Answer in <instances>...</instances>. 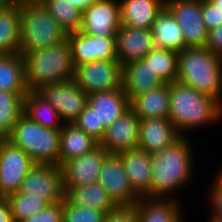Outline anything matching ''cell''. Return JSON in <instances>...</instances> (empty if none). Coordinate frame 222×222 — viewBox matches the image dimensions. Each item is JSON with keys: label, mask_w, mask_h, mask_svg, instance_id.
Masks as SVG:
<instances>
[{"label": "cell", "mask_w": 222, "mask_h": 222, "mask_svg": "<svg viewBox=\"0 0 222 222\" xmlns=\"http://www.w3.org/2000/svg\"><path fill=\"white\" fill-rule=\"evenodd\" d=\"M185 136L164 149L152 152L151 188L145 197L168 198L190 182L193 173L192 146Z\"/></svg>", "instance_id": "cell-1"}, {"label": "cell", "mask_w": 222, "mask_h": 222, "mask_svg": "<svg viewBox=\"0 0 222 222\" xmlns=\"http://www.w3.org/2000/svg\"><path fill=\"white\" fill-rule=\"evenodd\" d=\"M169 119L181 136L202 125L222 119V104L215 98L198 92L180 82L170 83Z\"/></svg>", "instance_id": "cell-2"}, {"label": "cell", "mask_w": 222, "mask_h": 222, "mask_svg": "<svg viewBox=\"0 0 222 222\" xmlns=\"http://www.w3.org/2000/svg\"><path fill=\"white\" fill-rule=\"evenodd\" d=\"M177 82L222 103L221 55L206 47H186L178 52Z\"/></svg>", "instance_id": "cell-3"}, {"label": "cell", "mask_w": 222, "mask_h": 222, "mask_svg": "<svg viewBox=\"0 0 222 222\" xmlns=\"http://www.w3.org/2000/svg\"><path fill=\"white\" fill-rule=\"evenodd\" d=\"M23 61L28 90L38 91L49 84L73 80L75 74L68 40L28 52Z\"/></svg>", "instance_id": "cell-4"}, {"label": "cell", "mask_w": 222, "mask_h": 222, "mask_svg": "<svg viewBox=\"0 0 222 222\" xmlns=\"http://www.w3.org/2000/svg\"><path fill=\"white\" fill-rule=\"evenodd\" d=\"M6 139L24 150L35 164L59 166L60 129L45 128L23 113Z\"/></svg>", "instance_id": "cell-5"}, {"label": "cell", "mask_w": 222, "mask_h": 222, "mask_svg": "<svg viewBox=\"0 0 222 222\" xmlns=\"http://www.w3.org/2000/svg\"><path fill=\"white\" fill-rule=\"evenodd\" d=\"M20 54L44 49L67 40L66 31L58 24L44 3L20 6Z\"/></svg>", "instance_id": "cell-6"}, {"label": "cell", "mask_w": 222, "mask_h": 222, "mask_svg": "<svg viewBox=\"0 0 222 222\" xmlns=\"http://www.w3.org/2000/svg\"><path fill=\"white\" fill-rule=\"evenodd\" d=\"M130 109L123 88L88 94V105L73 122L99 144L106 128Z\"/></svg>", "instance_id": "cell-7"}, {"label": "cell", "mask_w": 222, "mask_h": 222, "mask_svg": "<svg viewBox=\"0 0 222 222\" xmlns=\"http://www.w3.org/2000/svg\"><path fill=\"white\" fill-rule=\"evenodd\" d=\"M73 81L87 94L122 88V65L118 60L92 61L75 67Z\"/></svg>", "instance_id": "cell-8"}, {"label": "cell", "mask_w": 222, "mask_h": 222, "mask_svg": "<svg viewBox=\"0 0 222 222\" xmlns=\"http://www.w3.org/2000/svg\"><path fill=\"white\" fill-rule=\"evenodd\" d=\"M35 165L20 147L7 139H0V194L6 199L16 193L22 180Z\"/></svg>", "instance_id": "cell-9"}, {"label": "cell", "mask_w": 222, "mask_h": 222, "mask_svg": "<svg viewBox=\"0 0 222 222\" xmlns=\"http://www.w3.org/2000/svg\"><path fill=\"white\" fill-rule=\"evenodd\" d=\"M97 182L104 187L117 207H133L140 199L129 183L125 167L118 154L109 153L105 157Z\"/></svg>", "instance_id": "cell-10"}, {"label": "cell", "mask_w": 222, "mask_h": 222, "mask_svg": "<svg viewBox=\"0 0 222 222\" xmlns=\"http://www.w3.org/2000/svg\"><path fill=\"white\" fill-rule=\"evenodd\" d=\"M18 192L41 197L48 204L62 201L65 191L60 166L36 164L22 180Z\"/></svg>", "instance_id": "cell-11"}, {"label": "cell", "mask_w": 222, "mask_h": 222, "mask_svg": "<svg viewBox=\"0 0 222 222\" xmlns=\"http://www.w3.org/2000/svg\"><path fill=\"white\" fill-rule=\"evenodd\" d=\"M38 92L54 106L64 123H73L88 105V94L73 80L43 86Z\"/></svg>", "instance_id": "cell-12"}, {"label": "cell", "mask_w": 222, "mask_h": 222, "mask_svg": "<svg viewBox=\"0 0 222 222\" xmlns=\"http://www.w3.org/2000/svg\"><path fill=\"white\" fill-rule=\"evenodd\" d=\"M183 32L186 47H206L208 30L203 22L201 0H165Z\"/></svg>", "instance_id": "cell-13"}, {"label": "cell", "mask_w": 222, "mask_h": 222, "mask_svg": "<svg viewBox=\"0 0 222 222\" xmlns=\"http://www.w3.org/2000/svg\"><path fill=\"white\" fill-rule=\"evenodd\" d=\"M75 67L92 61L117 60L116 36L88 35L80 30L67 34Z\"/></svg>", "instance_id": "cell-14"}, {"label": "cell", "mask_w": 222, "mask_h": 222, "mask_svg": "<svg viewBox=\"0 0 222 222\" xmlns=\"http://www.w3.org/2000/svg\"><path fill=\"white\" fill-rule=\"evenodd\" d=\"M120 1L96 0L82 11L79 30L88 35L116 36L121 27Z\"/></svg>", "instance_id": "cell-15"}, {"label": "cell", "mask_w": 222, "mask_h": 222, "mask_svg": "<svg viewBox=\"0 0 222 222\" xmlns=\"http://www.w3.org/2000/svg\"><path fill=\"white\" fill-rule=\"evenodd\" d=\"M109 153L99 144L92 151L65 161L61 166L64 191L70 186L95 183Z\"/></svg>", "instance_id": "cell-16"}, {"label": "cell", "mask_w": 222, "mask_h": 222, "mask_svg": "<svg viewBox=\"0 0 222 222\" xmlns=\"http://www.w3.org/2000/svg\"><path fill=\"white\" fill-rule=\"evenodd\" d=\"M140 118L129 109L106 128L100 145L108 152L119 154L138 147Z\"/></svg>", "instance_id": "cell-17"}, {"label": "cell", "mask_w": 222, "mask_h": 222, "mask_svg": "<svg viewBox=\"0 0 222 222\" xmlns=\"http://www.w3.org/2000/svg\"><path fill=\"white\" fill-rule=\"evenodd\" d=\"M155 48L151 29L130 28L121 25L116 35V54L120 64L143 59Z\"/></svg>", "instance_id": "cell-18"}, {"label": "cell", "mask_w": 222, "mask_h": 222, "mask_svg": "<svg viewBox=\"0 0 222 222\" xmlns=\"http://www.w3.org/2000/svg\"><path fill=\"white\" fill-rule=\"evenodd\" d=\"M181 137L169 118L140 119L138 147L148 153L157 152Z\"/></svg>", "instance_id": "cell-19"}, {"label": "cell", "mask_w": 222, "mask_h": 222, "mask_svg": "<svg viewBox=\"0 0 222 222\" xmlns=\"http://www.w3.org/2000/svg\"><path fill=\"white\" fill-rule=\"evenodd\" d=\"M125 172L134 191L144 196L151 188L152 158L151 154L135 148L120 152Z\"/></svg>", "instance_id": "cell-20"}, {"label": "cell", "mask_w": 222, "mask_h": 222, "mask_svg": "<svg viewBox=\"0 0 222 222\" xmlns=\"http://www.w3.org/2000/svg\"><path fill=\"white\" fill-rule=\"evenodd\" d=\"M165 84L143 59L122 66V88L129 101Z\"/></svg>", "instance_id": "cell-21"}, {"label": "cell", "mask_w": 222, "mask_h": 222, "mask_svg": "<svg viewBox=\"0 0 222 222\" xmlns=\"http://www.w3.org/2000/svg\"><path fill=\"white\" fill-rule=\"evenodd\" d=\"M175 199L142 196L133 207L139 222H178L183 216Z\"/></svg>", "instance_id": "cell-22"}, {"label": "cell", "mask_w": 222, "mask_h": 222, "mask_svg": "<svg viewBox=\"0 0 222 222\" xmlns=\"http://www.w3.org/2000/svg\"><path fill=\"white\" fill-rule=\"evenodd\" d=\"M121 25L151 29L155 17L165 6V0H121Z\"/></svg>", "instance_id": "cell-23"}, {"label": "cell", "mask_w": 222, "mask_h": 222, "mask_svg": "<svg viewBox=\"0 0 222 222\" xmlns=\"http://www.w3.org/2000/svg\"><path fill=\"white\" fill-rule=\"evenodd\" d=\"M130 109L140 118H169L170 83L135 96Z\"/></svg>", "instance_id": "cell-24"}, {"label": "cell", "mask_w": 222, "mask_h": 222, "mask_svg": "<svg viewBox=\"0 0 222 222\" xmlns=\"http://www.w3.org/2000/svg\"><path fill=\"white\" fill-rule=\"evenodd\" d=\"M155 47L180 52L186 48V41L170 10L164 6L155 17L151 27Z\"/></svg>", "instance_id": "cell-25"}, {"label": "cell", "mask_w": 222, "mask_h": 222, "mask_svg": "<svg viewBox=\"0 0 222 222\" xmlns=\"http://www.w3.org/2000/svg\"><path fill=\"white\" fill-rule=\"evenodd\" d=\"M59 166L65 161L92 151L99 143L74 123H64L60 129Z\"/></svg>", "instance_id": "cell-26"}, {"label": "cell", "mask_w": 222, "mask_h": 222, "mask_svg": "<svg viewBox=\"0 0 222 222\" xmlns=\"http://www.w3.org/2000/svg\"><path fill=\"white\" fill-rule=\"evenodd\" d=\"M65 197L73 204L93 208L104 212L105 214H108L117 208L109 197L107 191L98 182L70 186L65 191Z\"/></svg>", "instance_id": "cell-27"}, {"label": "cell", "mask_w": 222, "mask_h": 222, "mask_svg": "<svg viewBox=\"0 0 222 222\" xmlns=\"http://www.w3.org/2000/svg\"><path fill=\"white\" fill-rule=\"evenodd\" d=\"M20 6L0 7V55L20 53Z\"/></svg>", "instance_id": "cell-28"}, {"label": "cell", "mask_w": 222, "mask_h": 222, "mask_svg": "<svg viewBox=\"0 0 222 222\" xmlns=\"http://www.w3.org/2000/svg\"><path fill=\"white\" fill-rule=\"evenodd\" d=\"M24 114L45 128L61 129L64 125L54 106L38 91L28 90L24 99Z\"/></svg>", "instance_id": "cell-29"}, {"label": "cell", "mask_w": 222, "mask_h": 222, "mask_svg": "<svg viewBox=\"0 0 222 222\" xmlns=\"http://www.w3.org/2000/svg\"><path fill=\"white\" fill-rule=\"evenodd\" d=\"M0 91L27 94L24 61L20 53L0 55Z\"/></svg>", "instance_id": "cell-30"}, {"label": "cell", "mask_w": 222, "mask_h": 222, "mask_svg": "<svg viewBox=\"0 0 222 222\" xmlns=\"http://www.w3.org/2000/svg\"><path fill=\"white\" fill-rule=\"evenodd\" d=\"M25 95L17 92L0 91V138L6 139L13 126L24 113Z\"/></svg>", "instance_id": "cell-31"}, {"label": "cell", "mask_w": 222, "mask_h": 222, "mask_svg": "<svg viewBox=\"0 0 222 222\" xmlns=\"http://www.w3.org/2000/svg\"><path fill=\"white\" fill-rule=\"evenodd\" d=\"M143 60L149 63L151 69L164 83L169 84L177 80L178 52L155 47Z\"/></svg>", "instance_id": "cell-32"}, {"label": "cell", "mask_w": 222, "mask_h": 222, "mask_svg": "<svg viewBox=\"0 0 222 222\" xmlns=\"http://www.w3.org/2000/svg\"><path fill=\"white\" fill-rule=\"evenodd\" d=\"M43 3L67 34L79 30L82 11L69 0H44Z\"/></svg>", "instance_id": "cell-33"}, {"label": "cell", "mask_w": 222, "mask_h": 222, "mask_svg": "<svg viewBox=\"0 0 222 222\" xmlns=\"http://www.w3.org/2000/svg\"><path fill=\"white\" fill-rule=\"evenodd\" d=\"M6 200L11 206L14 222H21L29 216L42 211L48 205L41 197L30 196V194L18 191L9 195Z\"/></svg>", "instance_id": "cell-34"}, {"label": "cell", "mask_w": 222, "mask_h": 222, "mask_svg": "<svg viewBox=\"0 0 222 222\" xmlns=\"http://www.w3.org/2000/svg\"><path fill=\"white\" fill-rule=\"evenodd\" d=\"M63 222H103L105 213L99 210L62 200Z\"/></svg>", "instance_id": "cell-35"}, {"label": "cell", "mask_w": 222, "mask_h": 222, "mask_svg": "<svg viewBox=\"0 0 222 222\" xmlns=\"http://www.w3.org/2000/svg\"><path fill=\"white\" fill-rule=\"evenodd\" d=\"M21 222H63L62 201L48 204L42 211Z\"/></svg>", "instance_id": "cell-36"}, {"label": "cell", "mask_w": 222, "mask_h": 222, "mask_svg": "<svg viewBox=\"0 0 222 222\" xmlns=\"http://www.w3.org/2000/svg\"><path fill=\"white\" fill-rule=\"evenodd\" d=\"M201 12L208 31L222 25V13L208 0H201Z\"/></svg>", "instance_id": "cell-37"}, {"label": "cell", "mask_w": 222, "mask_h": 222, "mask_svg": "<svg viewBox=\"0 0 222 222\" xmlns=\"http://www.w3.org/2000/svg\"><path fill=\"white\" fill-rule=\"evenodd\" d=\"M216 175L217 177H215V182H212L213 185H211V190L209 192V200L213 207L211 209V214L222 220V170H220Z\"/></svg>", "instance_id": "cell-38"}, {"label": "cell", "mask_w": 222, "mask_h": 222, "mask_svg": "<svg viewBox=\"0 0 222 222\" xmlns=\"http://www.w3.org/2000/svg\"><path fill=\"white\" fill-rule=\"evenodd\" d=\"M103 222H139L134 207H117L106 214Z\"/></svg>", "instance_id": "cell-39"}, {"label": "cell", "mask_w": 222, "mask_h": 222, "mask_svg": "<svg viewBox=\"0 0 222 222\" xmlns=\"http://www.w3.org/2000/svg\"><path fill=\"white\" fill-rule=\"evenodd\" d=\"M206 48L213 53L222 55V25L208 31Z\"/></svg>", "instance_id": "cell-40"}, {"label": "cell", "mask_w": 222, "mask_h": 222, "mask_svg": "<svg viewBox=\"0 0 222 222\" xmlns=\"http://www.w3.org/2000/svg\"><path fill=\"white\" fill-rule=\"evenodd\" d=\"M0 222H14L11 206L6 199L0 202Z\"/></svg>", "instance_id": "cell-41"}, {"label": "cell", "mask_w": 222, "mask_h": 222, "mask_svg": "<svg viewBox=\"0 0 222 222\" xmlns=\"http://www.w3.org/2000/svg\"><path fill=\"white\" fill-rule=\"evenodd\" d=\"M75 7L81 11L91 6L96 0H69Z\"/></svg>", "instance_id": "cell-42"}, {"label": "cell", "mask_w": 222, "mask_h": 222, "mask_svg": "<svg viewBox=\"0 0 222 222\" xmlns=\"http://www.w3.org/2000/svg\"><path fill=\"white\" fill-rule=\"evenodd\" d=\"M13 5L22 6L25 4L43 3L44 0H11Z\"/></svg>", "instance_id": "cell-43"}, {"label": "cell", "mask_w": 222, "mask_h": 222, "mask_svg": "<svg viewBox=\"0 0 222 222\" xmlns=\"http://www.w3.org/2000/svg\"><path fill=\"white\" fill-rule=\"evenodd\" d=\"M208 1L217 6V9L222 13V0H208Z\"/></svg>", "instance_id": "cell-44"}, {"label": "cell", "mask_w": 222, "mask_h": 222, "mask_svg": "<svg viewBox=\"0 0 222 222\" xmlns=\"http://www.w3.org/2000/svg\"><path fill=\"white\" fill-rule=\"evenodd\" d=\"M12 5L11 0H0V7H7Z\"/></svg>", "instance_id": "cell-45"}, {"label": "cell", "mask_w": 222, "mask_h": 222, "mask_svg": "<svg viewBox=\"0 0 222 222\" xmlns=\"http://www.w3.org/2000/svg\"><path fill=\"white\" fill-rule=\"evenodd\" d=\"M211 218L209 220V222H222L221 219L216 218L215 216H213L212 214H210Z\"/></svg>", "instance_id": "cell-46"}, {"label": "cell", "mask_w": 222, "mask_h": 222, "mask_svg": "<svg viewBox=\"0 0 222 222\" xmlns=\"http://www.w3.org/2000/svg\"><path fill=\"white\" fill-rule=\"evenodd\" d=\"M5 198L0 194V202H2Z\"/></svg>", "instance_id": "cell-47"}]
</instances>
